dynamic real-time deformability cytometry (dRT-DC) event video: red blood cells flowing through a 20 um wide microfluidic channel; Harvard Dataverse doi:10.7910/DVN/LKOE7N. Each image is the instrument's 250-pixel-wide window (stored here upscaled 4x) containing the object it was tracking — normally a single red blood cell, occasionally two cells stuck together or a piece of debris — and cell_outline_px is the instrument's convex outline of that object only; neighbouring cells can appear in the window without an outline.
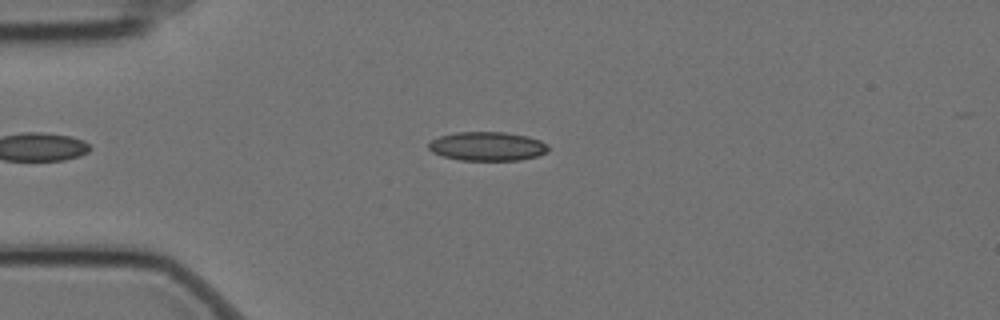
{"species": "Egyptian fruit bat (a non-hibernating species)", "species_latin": "Rousettus aegyptiacus", "temperature_condition": "cold", "stored_images_in_passage": 5, "camera_frame_rate_fps": 3000, "um_per_image_px": 0.085, "animal": {"sex": "female"}, "frame": {"image": 1, "passage_image": 4, "time_ms": 1.0, "image_size_px": [1000, 320], "cell_outline_px": [[548, 152], [536, 156], [520, 160], [460, 160], [444, 156], [432, 152], [428, 148], [428, 144], [432, 140], [440, 136], [456, 132], [504, 132], [528, 136], [540, 140], [548, 144]], "centroid_in_image_um": [41.44, 12.43], "position_along_channel_um": 43.6, "area_um2": 20.17}}